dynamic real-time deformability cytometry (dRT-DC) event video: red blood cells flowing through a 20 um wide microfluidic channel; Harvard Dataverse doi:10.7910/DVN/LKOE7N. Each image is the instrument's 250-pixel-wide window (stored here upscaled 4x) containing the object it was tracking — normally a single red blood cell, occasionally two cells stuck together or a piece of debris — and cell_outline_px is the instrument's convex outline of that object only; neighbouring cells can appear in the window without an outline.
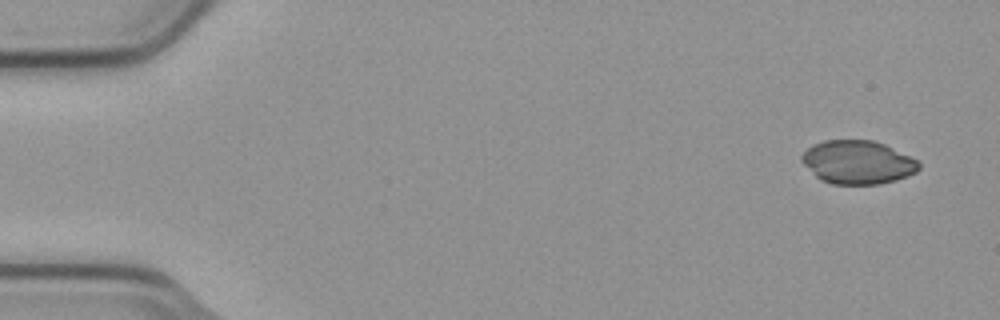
{"species": "common noctule bat (a hibernating species)", "species_latin": "Nyctalus noctula", "temperature_condition": "cold", "stored_images_in_passage": 4, "camera_frame_rate_fps": 3000, "um_per_image_px": 0.085, "animal": {"sex": "male", "body_mass_g": 23.1, "forearm_length_mm": 52.7}, "frame": {"image": 1, "passage_image": 1, "time_ms": 0.0, "image_size_px": [1000, 320], "cell_outline_px": [[920, 168], [916, 172], [896, 180], [880, 184], [832, 184], [820, 180], [800, 160], [800, 156], [812, 144], [824, 140], [872, 140], [884, 144], [916, 160], [920, 164]], "centroid_in_image_um": [72.87, 13.79], "position_along_channel_um": 12.1, "area_um2": 29.54}}